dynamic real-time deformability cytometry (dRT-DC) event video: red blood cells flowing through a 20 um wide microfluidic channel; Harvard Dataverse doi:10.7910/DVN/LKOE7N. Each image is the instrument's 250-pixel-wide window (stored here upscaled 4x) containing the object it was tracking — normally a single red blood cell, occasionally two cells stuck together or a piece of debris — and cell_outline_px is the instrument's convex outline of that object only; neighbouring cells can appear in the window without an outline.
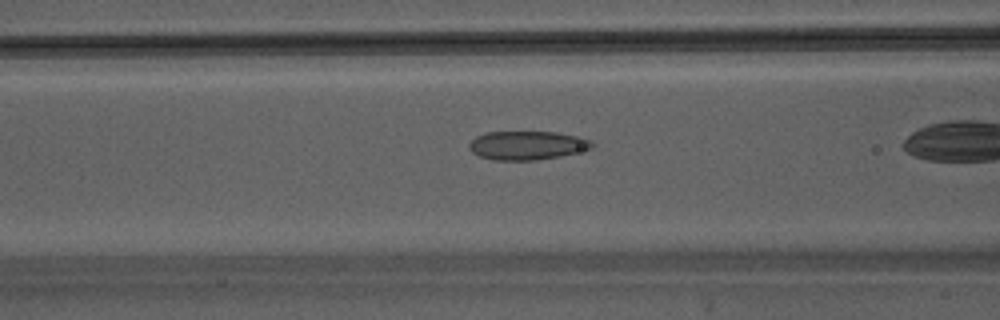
{"species": "Egyptian fruit bat (a non-hibernating species)", "species_latin": "Rousettus aegyptiacus", "temperature_condition": "warm", "stored_images_in_passage": 25, "camera_frame_rate_fps": 3000, "um_per_image_px": 0.085, "animal": {"sex": "male"}, "frame": {"image": 1, "passage_image": 8, "time_ms": 2.333, "image_size_px": [1000, 320], "cell_outline_px": [[596, 144], [592, 148], [560, 156], [536, 160], [492, 160], [480, 156], [472, 152], [468, 148], [468, 144], [476, 136], [484, 132], [556, 132], [576, 136], [592, 140]], "centroid_in_image_um": [44.79, 12.35], "position_along_channel_um": 121.8, "area_um2": 20.63}}